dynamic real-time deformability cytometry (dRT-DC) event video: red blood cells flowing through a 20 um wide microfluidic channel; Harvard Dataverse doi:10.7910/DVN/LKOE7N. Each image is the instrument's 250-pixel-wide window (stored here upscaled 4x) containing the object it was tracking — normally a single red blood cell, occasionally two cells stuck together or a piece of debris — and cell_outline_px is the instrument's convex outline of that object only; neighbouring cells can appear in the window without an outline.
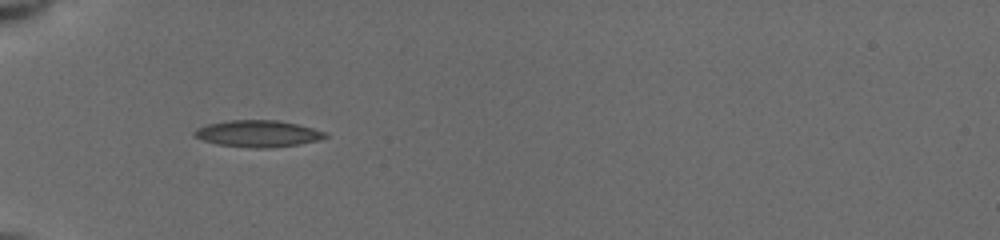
{"species": "common noctule bat (a hibernating species)", "species_latin": "Nyctalus noctula", "temperature_condition": "cold", "stored_images_in_passage": 5, "camera_frame_rate_fps": 3000, "um_per_image_px": 0.085, "animal": {"sex": "female", "body_mass_g": 19.5, "forearm_length_mm": 54.1}, "frame": {"image": 1, "passage_image": 1, "time_ms": 0.0, "image_size_px": [1000, 240], "cell_outline_px": [[328, 136], [316, 140], [296, 144], [268, 148], [252, 148], [216, 144], [192, 136], [192, 132], [196, 128], [208, 124], [228, 120], [276, 120], [296, 124], [312, 128], [324, 132]], "centroid_in_image_um": [21.83, 11.35], "position_along_channel_um": 63.2, "area_um2": 20.11}}
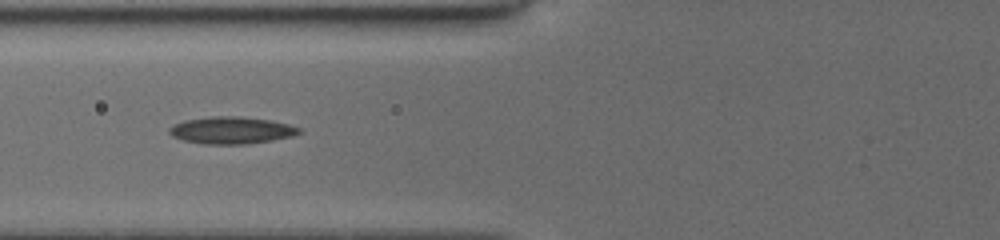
{"frame": {"image": 2, "passage_image": 4, "time_ms": 1.333, "image_size_px": [1000, 240], "cell_outline_px": [[300, 132], [292, 136], [272, 140], [244, 144], [204, 144], [184, 140], [172, 136], [168, 132], [168, 128], [184, 120], [212, 116], [236, 116], [268, 120], [288, 124], [300, 128]], "centroid_in_image_um": [19.64, 11.07], "position_along_channel_um": 106.2, "area_um2": 20.23}}